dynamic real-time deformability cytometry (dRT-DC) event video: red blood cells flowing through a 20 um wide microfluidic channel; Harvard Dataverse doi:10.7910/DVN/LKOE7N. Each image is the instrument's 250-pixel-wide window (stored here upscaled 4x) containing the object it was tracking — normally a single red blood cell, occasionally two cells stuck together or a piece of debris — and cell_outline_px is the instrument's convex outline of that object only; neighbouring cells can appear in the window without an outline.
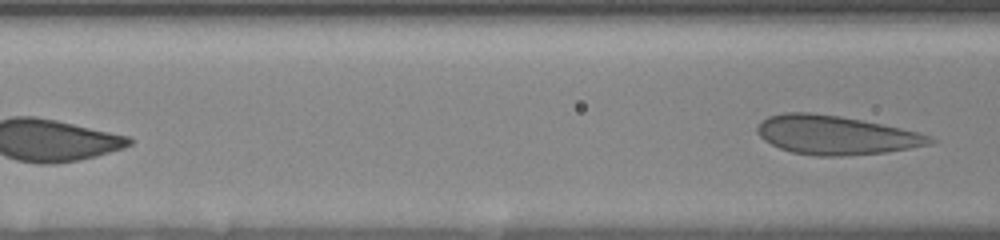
{"species": "human", "species_latin": "Homo sapiens", "temperature_condition": "room temperature", "stored_images_in_passage": 12, "segment_of_instrument_passage": [2, 2], "camera_frame_rate_fps": 3000, "um_per_image_px": 0.085, "donor": {"sex": "female"}, "frame": {"image": 1, "passage_image": 12, "time_ms": 4.667, "image_size_px": [1000, 240], "cell_outline_px": [[940, 140], [932, 144], [884, 152], [840, 156], [816, 156], [792, 152], [780, 148], [764, 140], [756, 132], [756, 128], [760, 120], [768, 116], [784, 112], [808, 112], [840, 116], [900, 128], [932, 136]], "centroid_in_image_um": [71.01, 11.47], "position_along_channel_um": 95.6, "area_um2": 39.02}}